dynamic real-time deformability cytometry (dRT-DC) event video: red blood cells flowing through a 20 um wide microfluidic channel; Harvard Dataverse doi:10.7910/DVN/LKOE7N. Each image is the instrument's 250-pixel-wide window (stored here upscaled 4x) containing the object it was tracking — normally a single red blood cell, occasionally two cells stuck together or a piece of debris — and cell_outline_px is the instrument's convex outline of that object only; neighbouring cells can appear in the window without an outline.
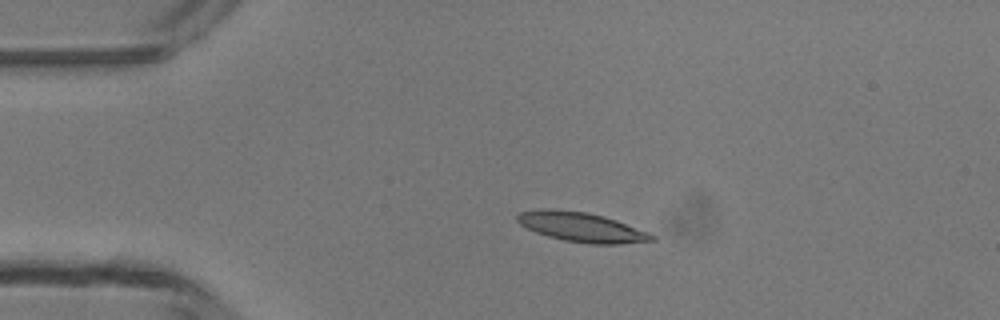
{"species": "common noctule bat (a hibernating species)", "species_latin": "Nyctalus noctula", "temperature_condition": "room temperature", "stored_images_in_passage": 2, "camera_frame_rate_fps": 3000, "um_per_image_px": 0.085, "animal": {"sex": "male", "body_mass_g": 13.3}, "frame": {"image": 1, "passage_image": 1, "time_ms": 0.0, "image_size_px": [1000, 320], "cell_outline_px": [[656, 240], [620, 244], [592, 244], [564, 240], [548, 236], [536, 232], [520, 224], [516, 220], [516, 216], [520, 212], [540, 208], [552, 208], [588, 212], [604, 216], [616, 220], [648, 232], [656, 236]], "centroid_in_image_um": [49.42, 19.29], "position_along_channel_um": 35.6, "area_um2": 23.24}}